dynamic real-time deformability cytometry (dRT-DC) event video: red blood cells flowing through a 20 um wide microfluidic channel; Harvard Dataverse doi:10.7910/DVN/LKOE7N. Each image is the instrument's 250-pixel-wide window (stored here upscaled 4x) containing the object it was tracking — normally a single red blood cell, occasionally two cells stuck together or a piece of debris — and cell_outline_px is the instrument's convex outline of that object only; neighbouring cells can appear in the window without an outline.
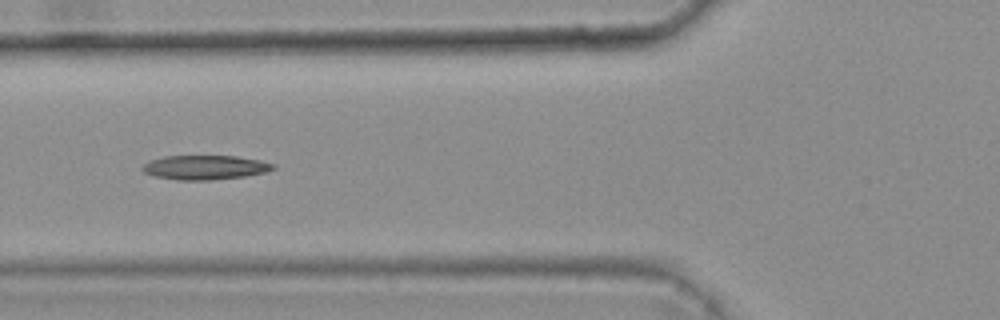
{"species": "common noctule bat (a hibernating species)", "species_latin": "Nyctalus noctula", "temperature_condition": "warm", "stored_images_in_passage": 5, "camera_frame_rate_fps": 3000, "um_per_image_px": 0.085, "animal": {"sex": "female", "body_mass_g": 25.1}, "frame": {"image": 1, "passage_image": 3, "time_ms": 0.667, "image_size_px": [1000, 320], "cell_outline_px": [[276, 168], [264, 172], [244, 176], [212, 180], [176, 180], [156, 176], [144, 172], [140, 168], [144, 164], [152, 160], [164, 156], [236, 156], [260, 160], [276, 164]], "centroid_in_image_um": [17.44, 14.23], "position_along_channel_um": 108.4, "area_um2": 18.44}}
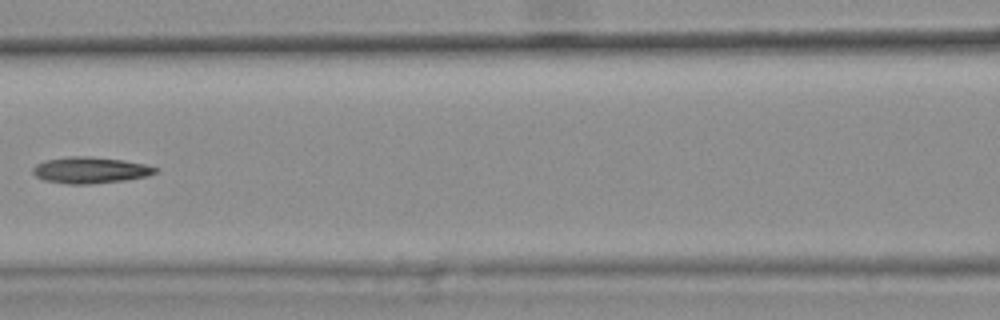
{"frame": {"image": 2, "passage_image": 4, "time_ms": 1.0, "image_size_px": [1000, 320], "cell_outline_px": [[160, 168], [156, 172], [144, 176], [124, 180], [88, 184], [68, 184], [44, 180], [36, 176], [32, 172], [32, 168], [36, 164], [44, 160], [68, 156], [88, 156], [124, 160], [144, 164]], "centroid_in_image_um": [7.63, 14.45], "position_along_channel_um": 159.0, "area_um2": 18.73}}